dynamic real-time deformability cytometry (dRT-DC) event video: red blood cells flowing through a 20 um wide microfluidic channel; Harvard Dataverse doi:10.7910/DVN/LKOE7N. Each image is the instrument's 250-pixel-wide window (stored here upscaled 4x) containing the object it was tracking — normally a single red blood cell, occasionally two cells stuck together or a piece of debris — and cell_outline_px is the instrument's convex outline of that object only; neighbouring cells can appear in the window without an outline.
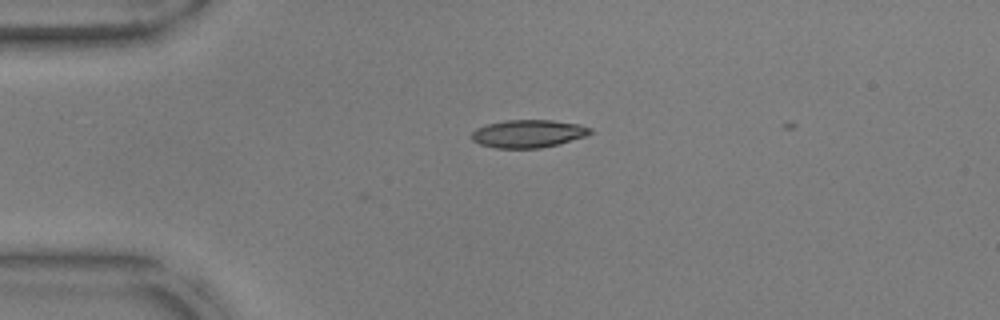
{"species": "common noctule bat (a hibernating species)", "species_latin": "Nyctalus noctula", "temperature_condition": "warm", "stored_images_in_passage": 4, "camera_frame_rate_fps": 3000, "um_per_image_px": 0.085, "animal": {"sex": "male", "body_mass_g": 17.9, "forearm_length_mm": 54.2}, "frame": {"image": 1, "passage_image": 1, "time_ms": 0.0, "image_size_px": [1000, 320], "cell_outline_px": [[592, 132], [588, 136], [560, 144], [540, 148], [496, 148], [480, 144], [472, 140], [472, 132], [476, 128], [488, 124], [504, 120], [552, 120], [580, 124], [592, 128]], "centroid_in_image_um": [44.94, 11.36], "position_along_channel_um": 40.1, "area_um2": 19.42}}